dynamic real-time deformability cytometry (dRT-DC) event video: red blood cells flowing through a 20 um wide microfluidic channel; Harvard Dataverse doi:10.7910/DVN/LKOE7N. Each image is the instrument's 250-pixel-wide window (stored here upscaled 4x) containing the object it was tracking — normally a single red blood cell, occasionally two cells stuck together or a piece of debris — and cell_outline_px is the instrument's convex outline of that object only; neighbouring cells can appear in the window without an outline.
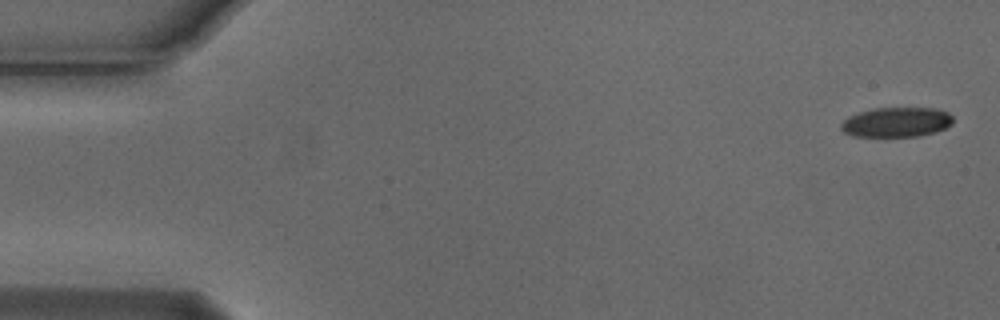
{"species": "Egyptian fruit bat (a non-hibernating species)", "species_latin": "Rousettus aegyptiacus", "temperature_condition": "cold", "stored_images_in_passage": 6, "camera_frame_rate_fps": 3000, "um_per_image_px": 0.085, "animal": {"sex": "male"}, "frame": {"image": 1, "passage_image": 1, "time_ms": 0.0, "image_size_px": [1000, 320], "cell_outline_px": [[952, 124], [944, 128], [932, 132], [916, 136], [852, 136], [844, 132], [840, 128], [840, 124], [848, 116], [860, 112], [876, 108], [932, 108], [948, 112], [952, 116]], "centroid_in_image_um": [76.16, 10.38], "position_along_channel_um": 8.8, "area_um2": 19.19}}
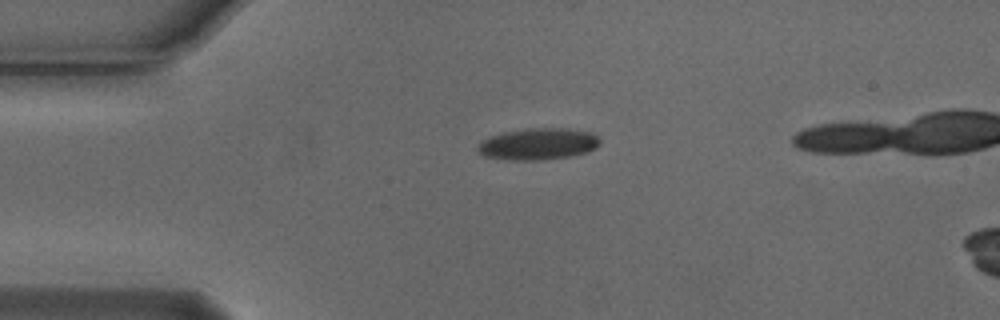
{"frame": {"image": 2, "passage_image": 4, "time_ms": 1.0, "image_size_px": [1000, 320], "cell_outline_px": [[600, 144], [596, 148], [588, 152], [568, 156], [540, 160], [512, 160], [484, 156], [476, 152], [476, 148], [480, 140], [488, 136], [504, 132], [524, 128], [568, 128], [592, 132], [600, 140]], "centroid_in_image_um": [45.7, 12.23], "position_along_channel_um": 39.3, "area_um2": 22.83}}